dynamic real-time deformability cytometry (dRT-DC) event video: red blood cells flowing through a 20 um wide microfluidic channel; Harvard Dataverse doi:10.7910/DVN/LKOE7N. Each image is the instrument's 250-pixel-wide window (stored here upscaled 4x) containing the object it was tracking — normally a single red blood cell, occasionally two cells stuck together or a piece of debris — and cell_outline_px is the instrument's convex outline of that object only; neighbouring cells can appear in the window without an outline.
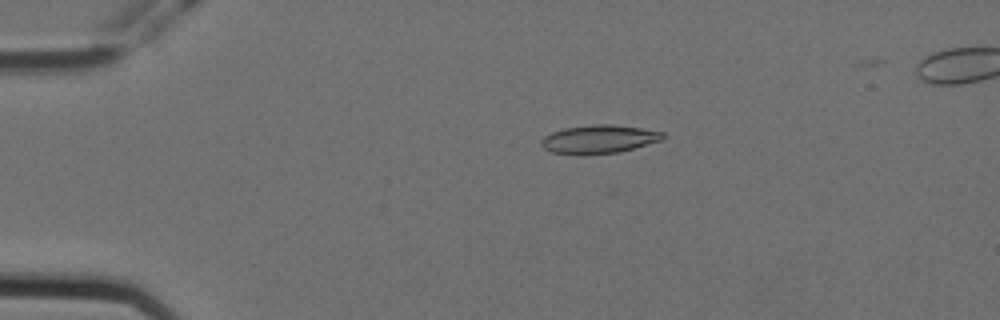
{"species": "Egyptian fruit bat (a non-hibernating species)", "species_latin": "Rousettus aegyptiacus", "temperature_condition": "cold", "stored_images_in_passage": 6, "camera_frame_rate_fps": 3000, "um_per_image_px": 0.085, "animal": {"sex": "female"}, "frame": {"image": 1, "passage_image": 3, "time_ms": 0.667, "image_size_px": [1000, 320], "cell_outline_px": [[664, 136], [660, 140], [620, 152], [552, 152], [544, 148], [540, 144], [540, 140], [544, 136], [552, 132], [564, 128], [592, 124], [612, 124], [640, 128], [664, 132]], "centroid_in_image_um": [50.91, 11.78], "position_along_channel_um": 34.1, "area_um2": 19.31}}
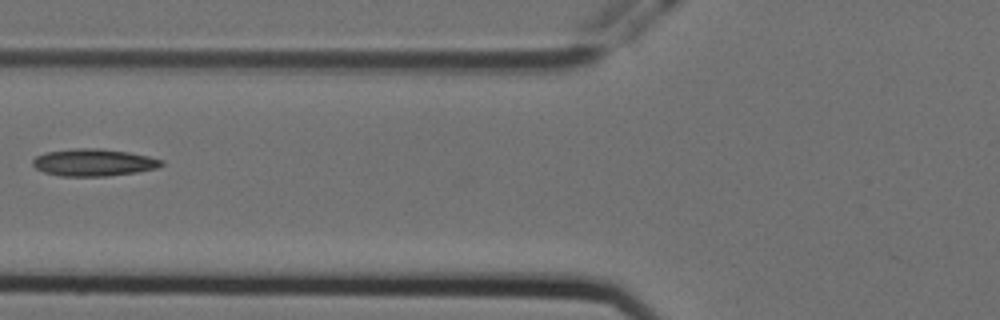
{"frame": {"image": 2, "passage_image": 6, "time_ms": 1.667, "image_size_px": [1000, 320], "cell_outline_px": [[164, 164], [156, 168], [136, 172], [108, 176], [60, 176], [44, 172], [36, 168], [32, 164], [32, 160], [36, 156], [44, 152], [76, 148], [100, 148], [128, 152], [148, 156], [164, 160]], "centroid_in_image_um": [7.94, 13.8], "position_along_channel_um": 117.9, "area_um2": 20.46}}